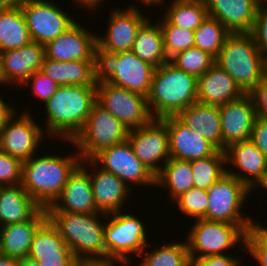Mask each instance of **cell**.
Returning <instances> with one entry per match:
<instances>
[{"mask_svg":"<svg viewBox=\"0 0 267 266\" xmlns=\"http://www.w3.org/2000/svg\"><path fill=\"white\" fill-rule=\"evenodd\" d=\"M85 163H90L91 167L95 166L93 170L96 169L92 174L89 173V177L98 211L103 214L123 211L125 206L122 205L126 203L132 188L113 173L98 166L92 159H85Z\"/></svg>","mask_w":267,"mask_h":266,"instance_id":"cell-24","label":"cell"},{"mask_svg":"<svg viewBox=\"0 0 267 266\" xmlns=\"http://www.w3.org/2000/svg\"><path fill=\"white\" fill-rule=\"evenodd\" d=\"M97 34L76 21L65 32L44 45L45 57L59 62L94 60Z\"/></svg>","mask_w":267,"mask_h":266,"instance_id":"cell-19","label":"cell"},{"mask_svg":"<svg viewBox=\"0 0 267 266\" xmlns=\"http://www.w3.org/2000/svg\"><path fill=\"white\" fill-rule=\"evenodd\" d=\"M28 257L40 266H74L75 257L57 228L47 219L36 231Z\"/></svg>","mask_w":267,"mask_h":266,"instance_id":"cell-23","label":"cell"},{"mask_svg":"<svg viewBox=\"0 0 267 266\" xmlns=\"http://www.w3.org/2000/svg\"><path fill=\"white\" fill-rule=\"evenodd\" d=\"M18 266H40L37 260H34L30 257H25L22 259H19Z\"/></svg>","mask_w":267,"mask_h":266,"instance_id":"cell-53","label":"cell"},{"mask_svg":"<svg viewBox=\"0 0 267 266\" xmlns=\"http://www.w3.org/2000/svg\"><path fill=\"white\" fill-rule=\"evenodd\" d=\"M40 70L59 86H97L94 60L59 62L45 57Z\"/></svg>","mask_w":267,"mask_h":266,"instance_id":"cell-30","label":"cell"},{"mask_svg":"<svg viewBox=\"0 0 267 266\" xmlns=\"http://www.w3.org/2000/svg\"><path fill=\"white\" fill-rule=\"evenodd\" d=\"M225 151L217 150L212 156L190 161L193 171L194 187L209 190L213 184L226 174Z\"/></svg>","mask_w":267,"mask_h":266,"instance_id":"cell-36","label":"cell"},{"mask_svg":"<svg viewBox=\"0 0 267 266\" xmlns=\"http://www.w3.org/2000/svg\"><path fill=\"white\" fill-rule=\"evenodd\" d=\"M53 1L26 0L21 9L32 41L45 45L76 21Z\"/></svg>","mask_w":267,"mask_h":266,"instance_id":"cell-12","label":"cell"},{"mask_svg":"<svg viewBox=\"0 0 267 266\" xmlns=\"http://www.w3.org/2000/svg\"><path fill=\"white\" fill-rule=\"evenodd\" d=\"M194 221L186 238L190 258L226 254L224 251L241 241L245 245L246 233L238 225L204 219Z\"/></svg>","mask_w":267,"mask_h":266,"instance_id":"cell-10","label":"cell"},{"mask_svg":"<svg viewBox=\"0 0 267 266\" xmlns=\"http://www.w3.org/2000/svg\"><path fill=\"white\" fill-rule=\"evenodd\" d=\"M248 94L252 98L256 116L267 119V76Z\"/></svg>","mask_w":267,"mask_h":266,"instance_id":"cell-45","label":"cell"},{"mask_svg":"<svg viewBox=\"0 0 267 266\" xmlns=\"http://www.w3.org/2000/svg\"><path fill=\"white\" fill-rule=\"evenodd\" d=\"M118 262L122 263L121 261L110 257L77 258L74 261V266H116L114 264Z\"/></svg>","mask_w":267,"mask_h":266,"instance_id":"cell-48","label":"cell"},{"mask_svg":"<svg viewBox=\"0 0 267 266\" xmlns=\"http://www.w3.org/2000/svg\"><path fill=\"white\" fill-rule=\"evenodd\" d=\"M160 120L167 127L171 158L193 161L212 156L218 150L198 132L183 124L176 116H166Z\"/></svg>","mask_w":267,"mask_h":266,"instance_id":"cell-22","label":"cell"},{"mask_svg":"<svg viewBox=\"0 0 267 266\" xmlns=\"http://www.w3.org/2000/svg\"><path fill=\"white\" fill-rule=\"evenodd\" d=\"M47 219V211L42 208L32 219L2 226L0 231L1 254L17 259L27 257L34 234Z\"/></svg>","mask_w":267,"mask_h":266,"instance_id":"cell-27","label":"cell"},{"mask_svg":"<svg viewBox=\"0 0 267 266\" xmlns=\"http://www.w3.org/2000/svg\"><path fill=\"white\" fill-rule=\"evenodd\" d=\"M21 7L0 10V53L31 42Z\"/></svg>","mask_w":267,"mask_h":266,"instance_id":"cell-32","label":"cell"},{"mask_svg":"<svg viewBox=\"0 0 267 266\" xmlns=\"http://www.w3.org/2000/svg\"><path fill=\"white\" fill-rule=\"evenodd\" d=\"M155 67L141 60L131 50L109 52L97 44L94 50L95 83L108 82L148 96Z\"/></svg>","mask_w":267,"mask_h":266,"instance_id":"cell-4","label":"cell"},{"mask_svg":"<svg viewBox=\"0 0 267 266\" xmlns=\"http://www.w3.org/2000/svg\"><path fill=\"white\" fill-rule=\"evenodd\" d=\"M256 3L258 8L267 9V0H256Z\"/></svg>","mask_w":267,"mask_h":266,"instance_id":"cell-55","label":"cell"},{"mask_svg":"<svg viewBox=\"0 0 267 266\" xmlns=\"http://www.w3.org/2000/svg\"><path fill=\"white\" fill-rule=\"evenodd\" d=\"M173 202L177 203L178 209L184 215L203 219L206 216L209 200L207 190L193 187L187 192L182 193Z\"/></svg>","mask_w":267,"mask_h":266,"instance_id":"cell-40","label":"cell"},{"mask_svg":"<svg viewBox=\"0 0 267 266\" xmlns=\"http://www.w3.org/2000/svg\"><path fill=\"white\" fill-rule=\"evenodd\" d=\"M19 259L0 254V266H18Z\"/></svg>","mask_w":267,"mask_h":266,"instance_id":"cell-52","label":"cell"},{"mask_svg":"<svg viewBox=\"0 0 267 266\" xmlns=\"http://www.w3.org/2000/svg\"><path fill=\"white\" fill-rule=\"evenodd\" d=\"M149 19L141 26L135 38L131 51L141 60L155 68L169 62L165 50L161 26L151 23Z\"/></svg>","mask_w":267,"mask_h":266,"instance_id":"cell-31","label":"cell"},{"mask_svg":"<svg viewBox=\"0 0 267 266\" xmlns=\"http://www.w3.org/2000/svg\"><path fill=\"white\" fill-rule=\"evenodd\" d=\"M96 102L121 121L128 130L145 126L154 119L146 96L108 82L97 84Z\"/></svg>","mask_w":267,"mask_h":266,"instance_id":"cell-11","label":"cell"},{"mask_svg":"<svg viewBox=\"0 0 267 266\" xmlns=\"http://www.w3.org/2000/svg\"><path fill=\"white\" fill-rule=\"evenodd\" d=\"M197 80L170 61L155 68L147 96L152 117L176 116L197 102Z\"/></svg>","mask_w":267,"mask_h":266,"instance_id":"cell-3","label":"cell"},{"mask_svg":"<svg viewBox=\"0 0 267 266\" xmlns=\"http://www.w3.org/2000/svg\"><path fill=\"white\" fill-rule=\"evenodd\" d=\"M136 5L126 9H113L108 21L106 34L99 37L97 45L109 52L130 51L141 26L149 19L146 18Z\"/></svg>","mask_w":267,"mask_h":266,"instance_id":"cell-16","label":"cell"},{"mask_svg":"<svg viewBox=\"0 0 267 266\" xmlns=\"http://www.w3.org/2000/svg\"><path fill=\"white\" fill-rule=\"evenodd\" d=\"M30 86L34 95L43 100L44 105L53 96L59 85L41 70L34 72L21 86Z\"/></svg>","mask_w":267,"mask_h":266,"instance_id":"cell-43","label":"cell"},{"mask_svg":"<svg viewBox=\"0 0 267 266\" xmlns=\"http://www.w3.org/2000/svg\"><path fill=\"white\" fill-rule=\"evenodd\" d=\"M32 156L23 162L21 186L42 208L47 209L60 196L68 176L80 164L78 152L68 156Z\"/></svg>","mask_w":267,"mask_h":266,"instance_id":"cell-2","label":"cell"},{"mask_svg":"<svg viewBox=\"0 0 267 266\" xmlns=\"http://www.w3.org/2000/svg\"><path fill=\"white\" fill-rule=\"evenodd\" d=\"M26 0H0V10L21 7Z\"/></svg>","mask_w":267,"mask_h":266,"instance_id":"cell-51","label":"cell"},{"mask_svg":"<svg viewBox=\"0 0 267 266\" xmlns=\"http://www.w3.org/2000/svg\"><path fill=\"white\" fill-rule=\"evenodd\" d=\"M42 207L20 185L0 187L1 226L32 219Z\"/></svg>","mask_w":267,"mask_h":266,"instance_id":"cell-29","label":"cell"},{"mask_svg":"<svg viewBox=\"0 0 267 266\" xmlns=\"http://www.w3.org/2000/svg\"><path fill=\"white\" fill-rule=\"evenodd\" d=\"M250 34L260 53L267 60V9L258 8Z\"/></svg>","mask_w":267,"mask_h":266,"instance_id":"cell-44","label":"cell"},{"mask_svg":"<svg viewBox=\"0 0 267 266\" xmlns=\"http://www.w3.org/2000/svg\"><path fill=\"white\" fill-rule=\"evenodd\" d=\"M16 113L0 128V151L25 162L35 155L46 132L29 112L22 113L19 118Z\"/></svg>","mask_w":267,"mask_h":266,"instance_id":"cell-13","label":"cell"},{"mask_svg":"<svg viewBox=\"0 0 267 266\" xmlns=\"http://www.w3.org/2000/svg\"><path fill=\"white\" fill-rule=\"evenodd\" d=\"M250 140L267 157V119L256 116Z\"/></svg>","mask_w":267,"mask_h":266,"instance_id":"cell-47","label":"cell"},{"mask_svg":"<svg viewBox=\"0 0 267 266\" xmlns=\"http://www.w3.org/2000/svg\"><path fill=\"white\" fill-rule=\"evenodd\" d=\"M97 86H59L45 104L47 133L60 140H73L83 129L96 103Z\"/></svg>","mask_w":267,"mask_h":266,"instance_id":"cell-1","label":"cell"},{"mask_svg":"<svg viewBox=\"0 0 267 266\" xmlns=\"http://www.w3.org/2000/svg\"><path fill=\"white\" fill-rule=\"evenodd\" d=\"M127 140L136 157L155 175L170 158L167 127L160 119L129 130Z\"/></svg>","mask_w":267,"mask_h":266,"instance_id":"cell-15","label":"cell"},{"mask_svg":"<svg viewBox=\"0 0 267 266\" xmlns=\"http://www.w3.org/2000/svg\"><path fill=\"white\" fill-rule=\"evenodd\" d=\"M92 160L123 180L128 187L129 183L156 187V175L136 157L128 140L103 149Z\"/></svg>","mask_w":267,"mask_h":266,"instance_id":"cell-14","label":"cell"},{"mask_svg":"<svg viewBox=\"0 0 267 266\" xmlns=\"http://www.w3.org/2000/svg\"><path fill=\"white\" fill-rule=\"evenodd\" d=\"M156 186L168 187L170 200H175L193 185V171L190 161L169 158L156 175Z\"/></svg>","mask_w":267,"mask_h":266,"instance_id":"cell-33","label":"cell"},{"mask_svg":"<svg viewBox=\"0 0 267 266\" xmlns=\"http://www.w3.org/2000/svg\"><path fill=\"white\" fill-rule=\"evenodd\" d=\"M250 192L243 182L226 173L207 190L209 203L203 219L235 224L247 233L256 223L241 211Z\"/></svg>","mask_w":267,"mask_h":266,"instance_id":"cell-8","label":"cell"},{"mask_svg":"<svg viewBox=\"0 0 267 266\" xmlns=\"http://www.w3.org/2000/svg\"><path fill=\"white\" fill-rule=\"evenodd\" d=\"M160 22L164 50L169 60L177 53L194 47V31L171 25L164 18Z\"/></svg>","mask_w":267,"mask_h":266,"instance_id":"cell-39","label":"cell"},{"mask_svg":"<svg viewBox=\"0 0 267 266\" xmlns=\"http://www.w3.org/2000/svg\"><path fill=\"white\" fill-rule=\"evenodd\" d=\"M45 58L43 44L31 41L15 50L0 53V85L21 86L34 72L41 69Z\"/></svg>","mask_w":267,"mask_h":266,"instance_id":"cell-20","label":"cell"},{"mask_svg":"<svg viewBox=\"0 0 267 266\" xmlns=\"http://www.w3.org/2000/svg\"><path fill=\"white\" fill-rule=\"evenodd\" d=\"M226 164L240 169L235 172L226 169V173L243 182L251 191L259 185L267 174V157L249 139L230 145L225 149ZM243 172V173H242Z\"/></svg>","mask_w":267,"mask_h":266,"instance_id":"cell-21","label":"cell"},{"mask_svg":"<svg viewBox=\"0 0 267 266\" xmlns=\"http://www.w3.org/2000/svg\"><path fill=\"white\" fill-rule=\"evenodd\" d=\"M215 63L234 79L244 93H249L267 76V60L250 33L230 34Z\"/></svg>","mask_w":267,"mask_h":266,"instance_id":"cell-5","label":"cell"},{"mask_svg":"<svg viewBox=\"0 0 267 266\" xmlns=\"http://www.w3.org/2000/svg\"><path fill=\"white\" fill-rule=\"evenodd\" d=\"M259 185L267 190V174L265 175L264 180Z\"/></svg>","mask_w":267,"mask_h":266,"instance_id":"cell-56","label":"cell"},{"mask_svg":"<svg viewBox=\"0 0 267 266\" xmlns=\"http://www.w3.org/2000/svg\"><path fill=\"white\" fill-rule=\"evenodd\" d=\"M138 1V0H136ZM140 2H142L141 4H144L145 6H154L155 4H163L162 2H164V0H139Z\"/></svg>","mask_w":267,"mask_h":266,"instance_id":"cell-54","label":"cell"},{"mask_svg":"<svg viewBox=\"0 0 267 266\" xmlns=\"http://www.w3.org/2000/svg\"><path fill=\"white\" fill-rule=\"evenodd\" d=\"M6 100H3L0 96V128L7 122L8 118L15 112L14 105L12 103H5ZM13 106V107H12Z\"/></svg>","mask_w":267,"mask_h":266,"instance_id":"cell-49","label":"cell"},{"mask_svg":"<svg viewBox=\"0 0 267 266\" xmlns=\"http://www.w3.org/2000/svg\"><path fill=\"white\" fill-rule=\"evenodd\" d=\"M105 218L108 219L104 227L106 257L130 264V253L139 255L149 244L144 223L132 213L121 211L106 214Z\"/></svg>","mask_w":267,"mask_h":266,"instance_id":"cell-9","label":"cell"},{"mask_svg":"<svg viewBox=\"0 0 267 266\" xmlns=\"http://www.w3.org/2000/svg\"><path fill=\"white\" fill-rule=\"evenodd\" d=\"M164 19L171 25L195 31L208 17L204 0H171Z\"/></svg>","mask_w":267,"mask_h":266,"instance_id":"cell-34","label":"cell"},{"mask_svg":"<svg viewBox=\"0 0 267 266\" xmlns=\"http://www.w3.org/2000/svg\"><path fill=\"white\" fill-rule=\"evenodd\" d=\"M245 94L234 79L214 63L197 80V102L221 106Z\"/></svg>","mask_w":267,"mask_h":266,"instance_id":"cell-26","label":"cell"},{"mask_svg":"<svg viewBox=\"0 0 267 266\" xmlns=\"http://www.w3.org/2000/svg\"><path fill=\"white\" fill-rule=\"evenodd\" d=\"M190 259L192 266H240L241 264L235 256L227 255V253Z\"/></svg>","mask_w":267,"mask_h":266,"instance_id":"cell-46","label":"cell"},{"mask_svg":"<svg viewBox=\"0 0 267 266\" xmlns=\"http://www.w3.org/2000/svg\"><path fill=\"white\" fill-rule=\"evenodd\" d=\"M23 162L0 151V187L22 183Z\"/></svg>","mask_w":267,"mask_h":266,"instance_id":"cell-42","label":"cell"},{"mask_svg":"<svg viewBox=\"0 0 267 266\" xmlns=\"http://www.w3.org/2000/svg\"><path fill=\"white\" fill-rule=\"evenodd\" d=\"M103 1L104 0H75V3H78L77 5H81V7L84 6V8L95 11L96 9H98L96 7L101 5V2L104 4Z\"/></svg>","mask_w":267,"mask_h":266,"instance_id":"cell-50","label":"cell"},{"mask_svg":"<svg viewBox=\"0 0 267 266\" xmlns=\"http://www.w3.org/2000/svg\"><path fill=\"white\" fill-rule=\"evenodd\" d=\"M176 117L187 127L207 139L218 150H222L219 106L195 102L179 112Z\"/></svg>","mask_w":267,"mask_h":266,"instance_id":"cell-28","label":"cell"},{"mask_svg":"<svg viewBox=\"0 0 267 266\" xmlns=\"http://www.w3.org/2000/svg\"><path fill=\"white\" fill-rule=\"evenodd\" d=\"M129 130L125 125L97 102L92 106L83 129L67 140L77 147L81 160L92 159L103 149L127 140Z\"/></svg>","mask_w":267,"mask_h":266,"instance_id":"cell-7","label":"cell"},{"mask_svg":"<svg viewBox=\"0 0 267 266\" xmlns=\"http://www.w3.org/2000/svg\"><path fill=\"white\" fill-rule=\"evenodd\" d=\"M173 242L164 243L161 248H152V252L144 249L138 255L143 257L142 262H139V266H190L191 259L186 240L179 243Z\"/></svg>","mask_w":267,"mask_h":266,"instance_id":"cell-35","label":"cell"},{"mask_svg":"<svg viewBox=\"0 0 267 266\" xmlns=\"http://www.w3.org/2000/svg\"><path fill=\"white\" fill-rule=\"evenodd\" d=\"M244 247L260 266H267V227L256 222L246 233Z\"/></svg>","mask_w":267,"mask_h":266,"instance_id":"cell-41","label":"cell"},{"mask_svg":"<svg viewBox=\"0 0 267 266\" xmlns=\"http://www.w3.org/2000/svg\"><path fill=\"white\" fill-rule=\"evenodd\" d=\"M222 151L237 142L249 140L253 130L256 112L248 93L219 106Z\"/></svg>","mask_w":267,"mask_h":266,"instance_id":"cell-18","label":"cell"},{"mask_svg":"<svg viewBox=\"0 0 267 266\" xmlns=\"http://www.w3.org/2000/svg\"><path fill=\"white\" fill-rule=\"evenodd\" d=\"M170 62L198 79L215 63V58L197 47H191L177 53Z\"/></svg>","mask_w":267,"mask_h":266,"instance_id":"cell-38","label":"cell"},{"mask_svg":"<svg viewBox=\"0 0 267 266\" xmlns=\"http://www.w3.org/2000/svg\"><path fill=\"white\" fill-rule=\"evenodd\" d=\"M209 17L219 20L232 33H250L256 12V0H204Z\"/></svg>","mask_w":267,"mask_h":266,"instance_id":"cell-25","label":"cell"},{"mask_svg":"<svg viewBox=\"0 0 267 266\" xmlns=\"http://www.w3.org/2000/svg\"><path fill=\"white\" fill-rule=\"evenodd\" d=\"M48 219L77 258L106 257L103 213L47 212Z\"/></svg>","mask_w":267,"mask_h":266,"instance_id":"cell-6","label":"cell"},{"mask_svg":"<svg viewBox=\"0 0 267 266\" xmlns=\"http://www.w3.org/2000/svg\"><path fill=\"white\" fill-rule=\"evenodd\" d=\"M230 34L219 20L208 16L194 31V47L216 58Z\"/></svg>","mask_w":267,"mask_h":266,"instance_id":"cell-37","label":"cell"},{"mask_svg":"<svg viewBox=\"0 0 267 266\" xmlns=\"http://www.w3.org/2000/svg\"><path fill=\"white\" fill-rule=\"evenodd\" d=\"M85 159L68 176L66 184L47 212L101 213L94 201L92 183ZM87 168V169H86Z\"/></svg>","mask_w":267,"mask_h":266,"instance_id":"cell-17","label":"cell"}]
</instances>
